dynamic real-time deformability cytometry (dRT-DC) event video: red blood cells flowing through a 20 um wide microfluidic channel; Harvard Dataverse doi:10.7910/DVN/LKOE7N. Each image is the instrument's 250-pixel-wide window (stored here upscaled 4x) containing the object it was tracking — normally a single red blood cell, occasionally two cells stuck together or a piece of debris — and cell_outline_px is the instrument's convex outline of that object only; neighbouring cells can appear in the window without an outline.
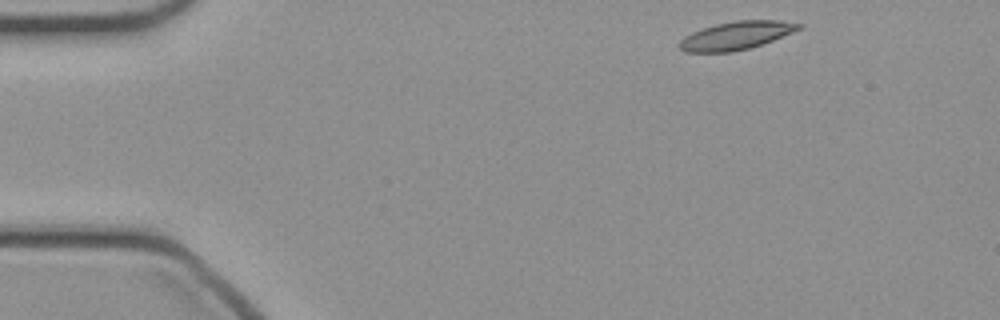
{"species": "common noctule bat (a hibernating species)", "species_latin": "Nyctalus noctula", "temperature_condition": "cold", "stored_images_in_passage": 10, "camera_frame_rate_fps": 3000, "um_per_image_px": 0.085, "animal": {"sex": "female", "body_mass_g": 21.9}, "frame": {"image": 1, "passage_image": 1, "time_ms": 0.0, "image_size_px": [1000, 320], "cell_outline_px": [[804, 28], [772, 40], [748, 48], [732, 52], [684, 52], [676, 44], [684, 36], [692, 32], [716, 24], [736, 20], [780, 20], [804, 24]], "centroid_in_image_um": [62.58, 3.01], "position_along_channel_um": 22.4, "area_um2": 19.59}}
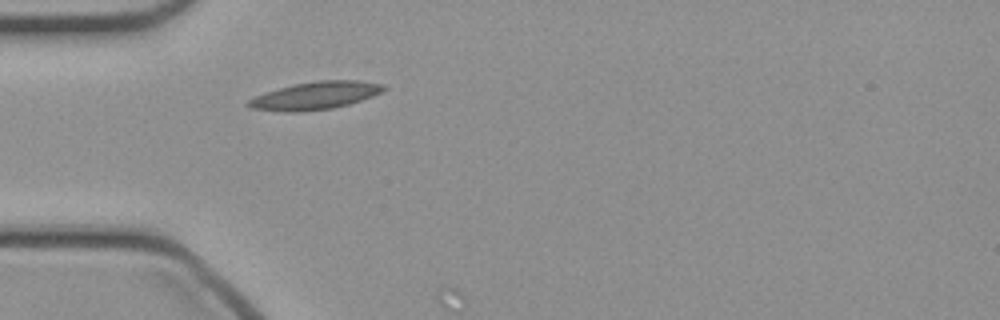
{"frame": {"image": 2, "passage_image": 9, "time_ms": 2.667, "image_size_px": [1000, 320], "cell_outline_px": [[388, 88], [372, 96], [348, 104], [332, 108], [300, 112], [288, 112], [252, 108], [244, 104], [248, 100], [256, 96], [292, 84], [316, 80], [360, 80], [384, 84]], "centroid_in_image_um": [26.82, 8.11], "position_along_channel_um": 58.2, "area_um2": 21.73}}